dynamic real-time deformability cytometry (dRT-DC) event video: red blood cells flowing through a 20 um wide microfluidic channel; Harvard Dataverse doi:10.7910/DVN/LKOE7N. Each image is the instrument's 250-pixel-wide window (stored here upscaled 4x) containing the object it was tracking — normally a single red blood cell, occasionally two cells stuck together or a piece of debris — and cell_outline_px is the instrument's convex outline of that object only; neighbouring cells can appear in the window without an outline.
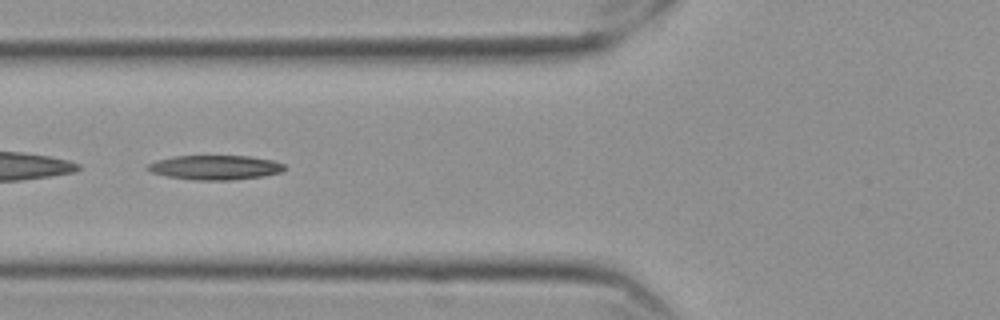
{"species": "Egyptian fruit bat (a non-hibernating species)", "species_latin": "Rousettus aegyptiacus", "temperature_condition": "cold", "stored_images_in_passage": 50, "segment_of_instrument_passage": [2, 2], "camera_frame_rate_fps": 3000, "um_per_image_px": 0.085, "frame": {"image": 1, "passage_image": 16, "time_ms": 5.0, "image_size_px": [1000, 320], "cell_outline_px": [[288, 168], [280, 172], [264, 176], [232, 180], [196, 180], [168, 176], [152, 172], [144, 168], [148, 164], [156, 160], [172, 156], [248, 156], [272, 160], [284, 164]], "centroid_in_image_um": [18.29, 14.23], "position_along_channel_um": 107.5, "area_um2": 19.54}}
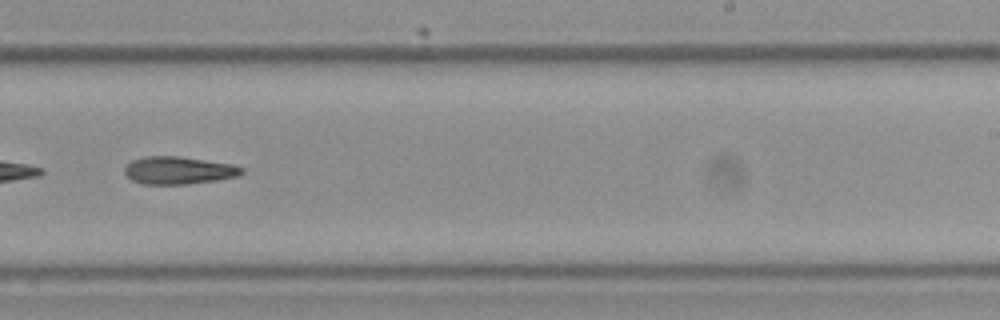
{"frame": {"image": 2, "passage_image": 30, "time_ms": 9.667, "image_size_px": [1000, 320], "cell_outline_px": [[244, 172], [240, 176], [216, 180], [188, 184], [144, 184], [132, 180], [124, 172], [124, 168], [132, 160], [144, 156], [176, 156], [232, 164], [244, 168]], "centroid_in_image_um": [15.19, 14.48], "position_along_channel_um": 273.8, "area_um2": 18.79}}
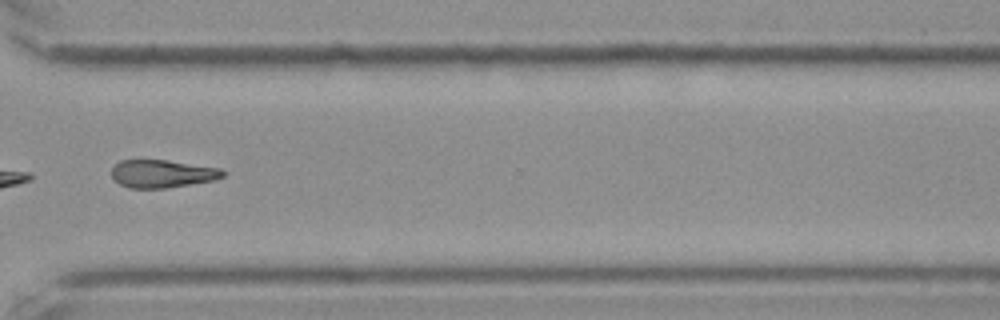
{"frame": {"image": 3, "passage_image": 37, "time_ms": 12.0, "image_size_px": [1000, 320], "cell_outline_px": [[224, 176], [212, 180], [168, 188], [128, 188], [120, 184], [112, 176], [112, 168], [120, 160], [168, 160], [220, 168], [224, 172]], "centroid_in_image_um": [13.77, 14.76], "position_along_channel_um": 356.8, "area_um2": 17.92}}